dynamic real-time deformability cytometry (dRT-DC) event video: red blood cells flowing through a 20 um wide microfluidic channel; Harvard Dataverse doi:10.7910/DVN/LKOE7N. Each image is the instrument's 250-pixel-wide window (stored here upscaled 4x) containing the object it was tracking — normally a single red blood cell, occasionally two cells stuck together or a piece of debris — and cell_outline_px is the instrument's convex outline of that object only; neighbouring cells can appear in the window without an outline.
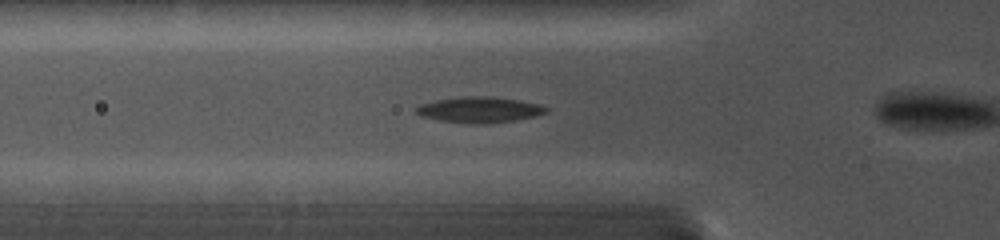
{"species": "common noctule bat (a hibernating species)", "species_latin": "Nyctalus noctula", "temperature_condition": "cold", "stored_images_in_passage": 19, "camera_frame_rate_fps": 5000, "um_per_image_px": 0.085, "animal": {"sex": "female", "body_mass_g": 19.0, "forearm_length_mm": 56.7}, "frame": {"image": 1, "passage_image": 4, "time_ms": 2.0, "image_size_px": [1000, 240], "cell_outline_px": [[548, 112], [536, 116], [512, 120], [484, 124], [472, 124], [440, 120], [420, 116], [412, 112], [420, 104], [436, 100], [460, 96], [492, 96], [520, 100], [540, 104], [548, 108]], "centroid_in_image_um": [40.73, 9.32], "position_along_channel_um": 85.1, "area_um2": 19.71}}
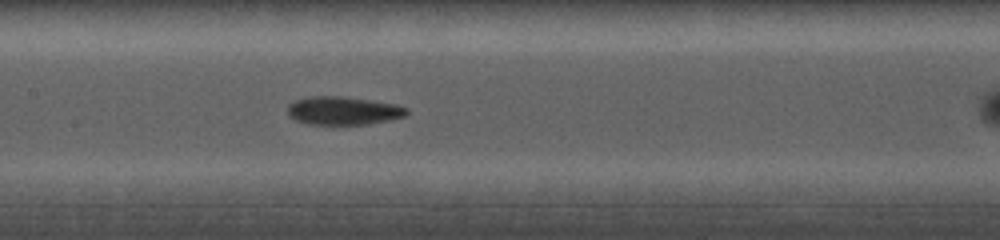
{"frame": {"image": 2, "passage_image": 8, "time_ms": 4.4, "image_size_px": [1000, 240], "cell_outline_px": [[408, 112], [404, 116], [388, 120], [368, 124], [308, 124], [296, 120], [288, 116], [288, 104], [296, 100], [312, 96], [340, 96], [372, 100], [396, 104], [408, 108]], "centroid_in_image_um": [29.17, 9.4], "position_along_channel_um": 178.2, "area_um2": 19.54}}
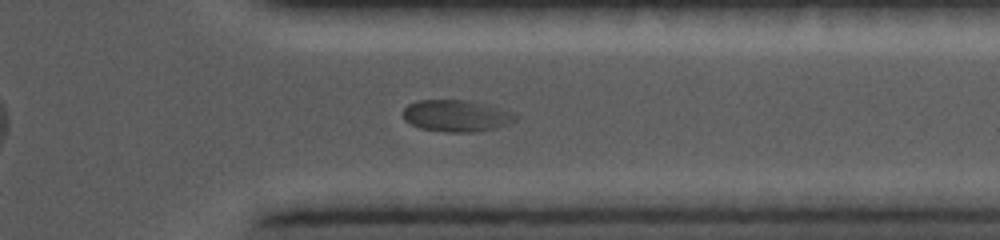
{"frame": {"image": 3, "passage_image": 16, "time_ms": 9.4, "image_size_px": [1000, 240], "cell_outline_px": [[520, 116], [516, 120], [508, 124], [496, 128], [476, 132], [444, 132], [420, 128], [404, 120], [404, 108], [408, 104], [416, 100], [468, 100], [488, 104], [512, 112]], "centroid_in_image_um": [38.82, 9.84], "position_along_channel_um": 372.6, "area_um2": 20.98}}